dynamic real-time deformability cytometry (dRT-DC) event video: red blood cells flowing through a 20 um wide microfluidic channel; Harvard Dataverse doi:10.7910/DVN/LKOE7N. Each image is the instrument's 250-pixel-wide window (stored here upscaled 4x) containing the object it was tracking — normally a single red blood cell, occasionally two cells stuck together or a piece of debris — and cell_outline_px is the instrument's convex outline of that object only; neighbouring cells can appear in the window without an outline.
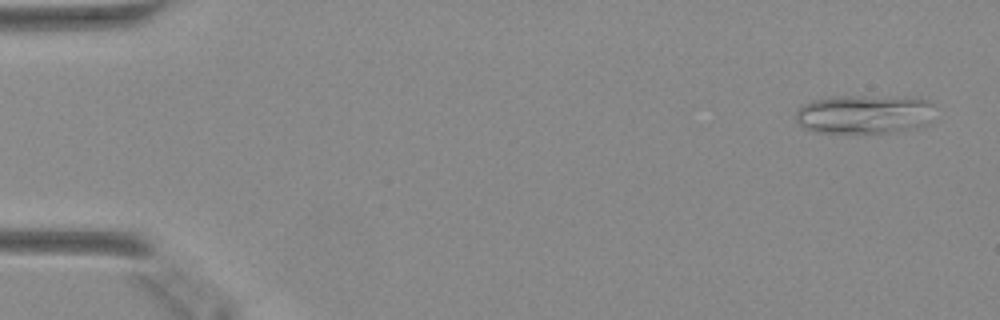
{"species": "Egyptian fruit bat (a non-hibernating species)", "species_latin": "Rousettus aegyptiacus", "temperature_condition": "warm", "stored_images_in_passage": 48, "camera_frame_rate_fps": 3000, "um_per_image_px": 0.085, "animal": {"sex": "female"}, "frame": {"image": 1, "passage_image": 2, "time_ms": 0.333, "image_size_px": [1000, 320], "cell_outline_px": [[936, 104], [928, 124], [912, 128], [888, 132], [816, 132], [804, 128], [796, 120], [796, 112], [804, 104], [812, 100], [832, 96], [864, 96], [928, 100]], "centroid_in_image_um": [73.44, 9.7], "position_along_channel_um": 11.6, "area_um2": 31.1}}
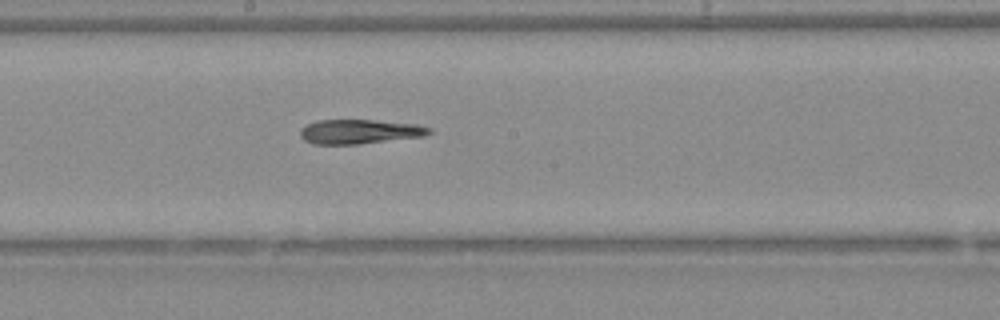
{"frame": {"image": 2, "passage_image": 26, "time_ms": 8.333, "image_size_px": [1000, 320], "cell_outline_px": [[432, 132], [424, 136], [356, 144], [312, 144], [304, 140], [300, 136], [300, 128], [316, 120], [372, 120], [416, 124], [432, 128]], "centroid_in_image_um": [30.54, 11.18], "position_along_channel_um": 217.7, "area_um2": 18.26}}
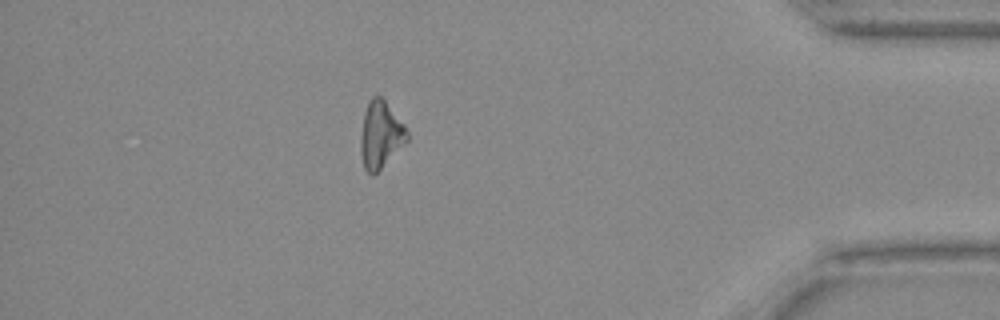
{"frame": {"image": 3, "passage_image": 42, "time_ms": 13.667, "image_size_px": [1000, 320], "cell_outline_px": [[408, 140], [372, 176], [364, 168], [360, 152], [360, 140], [364, 112], [372, 96], [380, 96], [384, 100], [404, 124], [408, 132]], "centroid_in_image_um": [32.33, 11.45], "position_along_channel_um": 402.9, "area_um2": 17.74}}